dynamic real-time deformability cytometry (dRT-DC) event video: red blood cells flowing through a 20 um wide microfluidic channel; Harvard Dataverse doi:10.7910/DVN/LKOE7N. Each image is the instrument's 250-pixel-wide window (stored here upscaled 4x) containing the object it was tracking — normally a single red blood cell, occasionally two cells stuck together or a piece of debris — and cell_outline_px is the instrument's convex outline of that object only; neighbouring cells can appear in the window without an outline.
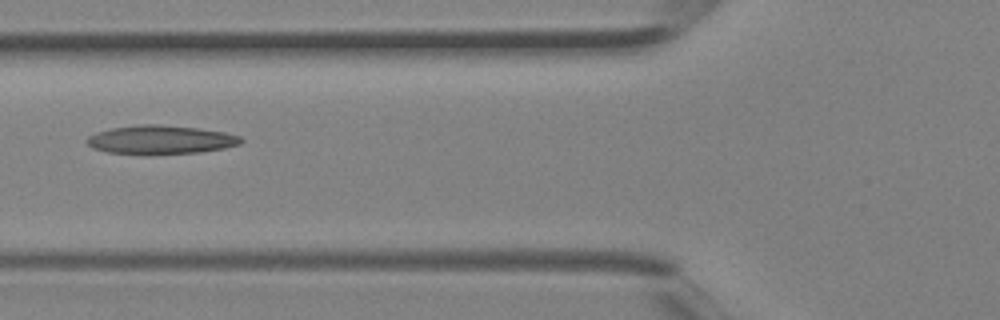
{"species": "Egyptian fruit bat (a non-hibernating species)", "species_latin": "Rousettus aegyptiacus", "temperature_condition": "room temperature", "stored_images_in_passage": 4, "camera_frame_rate_fps": 3000, "um_per_image_px": 0.085, "animal": {"sex": "female"}, "frame": {"image": 1, "passage_image": 4, "time_ms": 1.0, "image_size_px": [1000, 320], "cell_outline_px": [[244, 140], [240, 144], [224, 148], [200, 152], [108, 152], [92, 148], [84, 140], [88, 136], [96, 132], [112, 128], [140, 124], [156, 124], [196, 128], [224, 132], [240, 136]], "centroid_in_image_um": [13.65, 11.84], "position_along_channel_um": 112.1, "area_um2": 24.91}}